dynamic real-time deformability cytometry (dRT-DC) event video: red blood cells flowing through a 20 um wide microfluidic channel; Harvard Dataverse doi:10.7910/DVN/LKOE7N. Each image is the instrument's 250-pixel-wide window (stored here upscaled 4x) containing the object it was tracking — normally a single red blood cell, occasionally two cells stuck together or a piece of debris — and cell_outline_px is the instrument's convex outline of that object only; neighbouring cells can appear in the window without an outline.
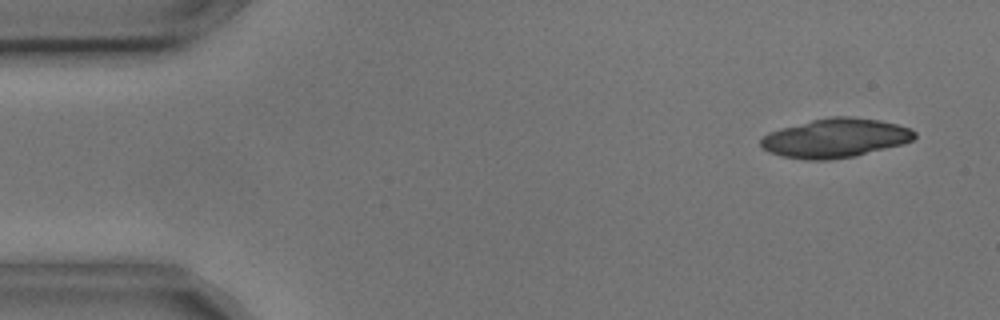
{"species": "common noctule bat (a hibernating species)", "species_latin": "Nyctalus noctula", "temperature_condition": "cold", "stored_images_in_passage": 5, "camera_frame_rate_fps": 3000, "um_per_image_px": 0.085, "animal": {"sex": "male", "body_mass_g": 17.9, "forearm_length_mm": 54.2}, "frame": {"image": 1, "passage_image": 1, "time_ms": 0.0, "image_size_px": [1000, 320], "cell_outline_px": [[916, 136], [912, 140], [904, 144], [856, 156], [828, 160], [804, 160], [784, 156], [768, 152], [760, 144], [760, 140], [768, 132], [780, 128], [828, 116], [848, 116], [880, 120], [912, 128], [916, 132]], "centroid_in_image_um": [71.03, 11.73], "position_along_channel_um": 14.0, "area_um2": 35.2}}